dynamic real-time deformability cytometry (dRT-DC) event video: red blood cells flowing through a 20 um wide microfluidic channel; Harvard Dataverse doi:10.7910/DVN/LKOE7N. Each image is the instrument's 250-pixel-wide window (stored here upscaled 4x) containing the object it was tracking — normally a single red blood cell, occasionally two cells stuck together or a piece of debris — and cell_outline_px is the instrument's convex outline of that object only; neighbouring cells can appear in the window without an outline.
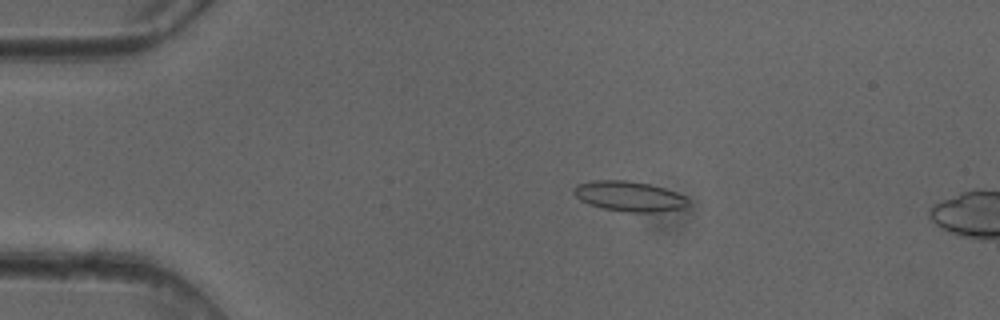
{"species": "common noctule bat (a hibernating species)", "species_latin": "Nyctalus noctula", "temperature_condition": "cold", "stored_images_in_passage": 14, "camera_frame_rate_fps": 3000, "um_per_image_px": 0.085, "animal": {"sex": "female"}, "frame": {"image": 1, "passage_image": 10, "time_ms": 3.0, "image_size_px": [1000, 320], "cell_outline_px": [[692, 200], [684, 208], [656, 212], [628, 212], [604, 208], [588, 204], [580, 200], [572, 192], [572, 188], [576, 184], [592, 180], [628, 180], [652, 184], [676, 192]], "centroid_in_image_um": [53.48, 16.67], "position_along_channel_um": 31.5, "area_um2": 20.35}}